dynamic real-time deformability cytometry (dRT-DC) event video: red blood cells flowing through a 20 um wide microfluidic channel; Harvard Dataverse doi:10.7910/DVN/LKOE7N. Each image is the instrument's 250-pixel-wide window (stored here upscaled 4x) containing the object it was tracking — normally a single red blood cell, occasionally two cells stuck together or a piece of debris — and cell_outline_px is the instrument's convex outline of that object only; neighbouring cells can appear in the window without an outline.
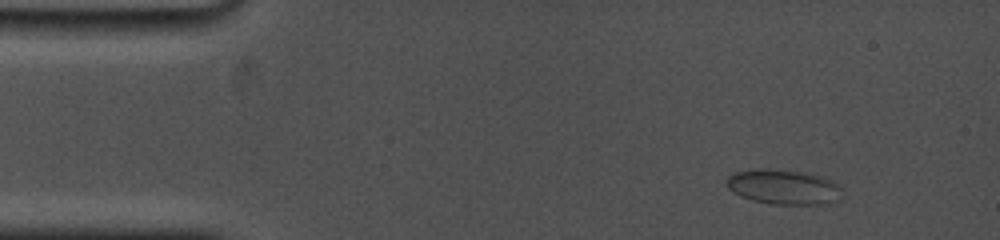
{"species": "common noctule bat (a hibernating species)", "species_latin": "Nyctalus noctula", "temperature_condition": "cold", "stored_images_in_passage": 11, "camera_frame_rate_fps": 5000, "um_per_image_px": 0.085, "animal": {"sex": "female", "body_mass_g": 19.0, "forearm_length_mm": 53.3}, "frame": {"image": 1, "passage_image": 1, "time_ms": 0.0, "image_size_px": [1000, 240], "cell_outline_px": [[840, 200], [828, 204], [772, 204], [752, 200], [740, 196], [732, 192], [724, 184], [724, 180], [732, 172], [760, 168], [808, 172], [832, 180], [840, 184]], "centroid_in_image_um": [66.57, 15.88], "position_along_channel_um": 18.4, "area_um2": 23.93}}
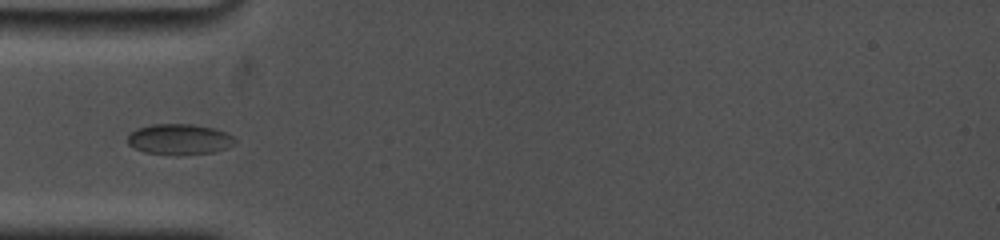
{"frame": {"image": 2, "passage_image": 10, "time_ms": 3.6, "image_size_px": [1000, 240], "cell_outline_px": [[236, 144], [228, 148], [216, 152], [176, 156], [144, 152], [128, 144], [128, 136], [136, 128], [152, 124], [192, 124], [212, 128], [224, 132], [232, 136], [236, 140]], "centroid_in_image_um": [15.27, 11.86], "position_along_channel_um": 69.7, "area_um2": 19.42}}